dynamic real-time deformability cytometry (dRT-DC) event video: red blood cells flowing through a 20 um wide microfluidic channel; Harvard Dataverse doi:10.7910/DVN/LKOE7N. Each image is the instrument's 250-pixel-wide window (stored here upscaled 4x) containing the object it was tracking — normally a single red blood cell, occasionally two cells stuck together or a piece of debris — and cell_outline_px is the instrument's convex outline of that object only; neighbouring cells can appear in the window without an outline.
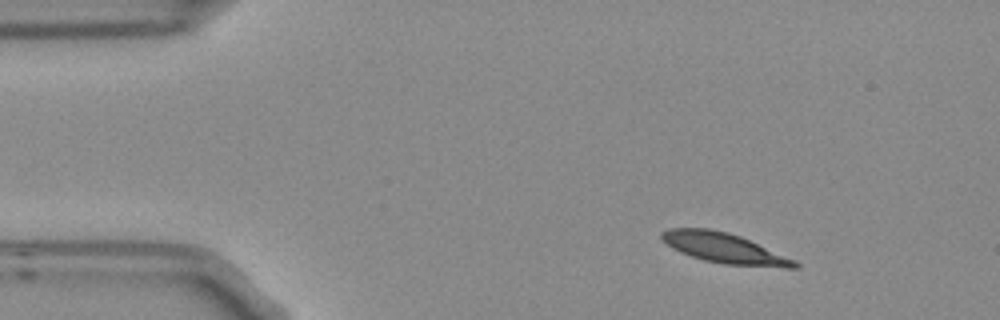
{"species": "Egyptian fruit bat (a non-hibernating species)", "species_latin": "Rousettus aegyptiacus", "temperature_condition": "room temperature", "stored_images_in_passage": 3, "camera_frame_rate_fps": 3000, "um_per_image_px": 0.085, "frame": {"image": 1, "passage_image": 1, "time_ms": 0.0, "image_size_px": [1000, 320], "cell_outline_px": [[800, 268], [784, 268], [724, 264], [704, 260], [680, 252], [672, 248], [660, 236], [660, 232], [668, 228], [708, 228], [728, 232], [740, 236], [796, 260], [800, 264]], "centroid_in_image_um": [61.59, 21.1], "position_along_channel_um": 23.4, "area_um2": 23.35}}